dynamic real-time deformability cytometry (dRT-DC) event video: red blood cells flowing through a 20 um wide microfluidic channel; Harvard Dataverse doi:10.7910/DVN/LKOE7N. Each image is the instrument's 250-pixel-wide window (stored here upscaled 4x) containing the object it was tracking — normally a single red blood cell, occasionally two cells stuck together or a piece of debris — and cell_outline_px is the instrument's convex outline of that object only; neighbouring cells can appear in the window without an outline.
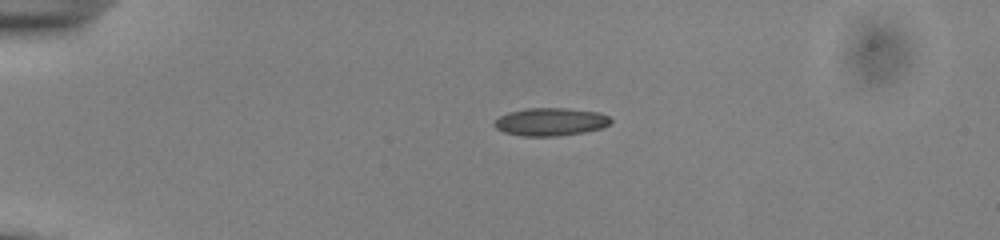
{"species": "common noctule bat (a hibernating species)", "species_latin": "Nyctalus noctula", "temperature_condition": "cold", "stored_images_in_passage": 42, "camera_frame_rate_fps": 3000, "um_per_image_px": 0.085, "animal": {"sex": "male", "body_mass_g": 13.0, "forearm_length_mm": 53.1}, "frame": {"image": 1, "passage_image": 1, "time_ms": 0.0, "image_size_px": [1000, 240], "cell_outline_px": [[612, 120], [608, 124], [600, 128], [584, 132], [556, 136], [520, 136], [504, 132], [496, 128], [492, 124], [500, 116], [508, 112], [528, 108], [568, 108], [600, 112], [608, 116]], "centroid_in_image_um": [46.78, 10.35], "position_along_channel_um": 38.2, "area_um2": 18.9}}
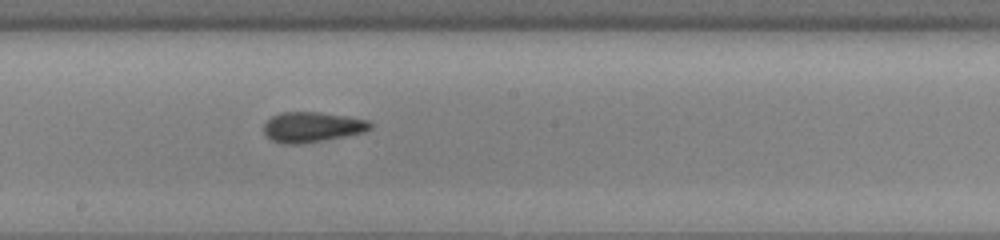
{"frame": {"image": 2, "passage_image": 19, "time_ms": 6.0, "image_size_px": [1000, 240], "cell_outline_px": [[372, 128], [364, 132], [348, 136], [300, 144], [284, 144], [272, 140], [264, 136], [264, 124], [272, 116], [280, 112], [320, 112], [348, 116], [368, 120], [372, 124]], "centroid_in_image_um": [26.53, 10.8], "position_along_channel_um": 221.7, "area_um2": 18.96}}
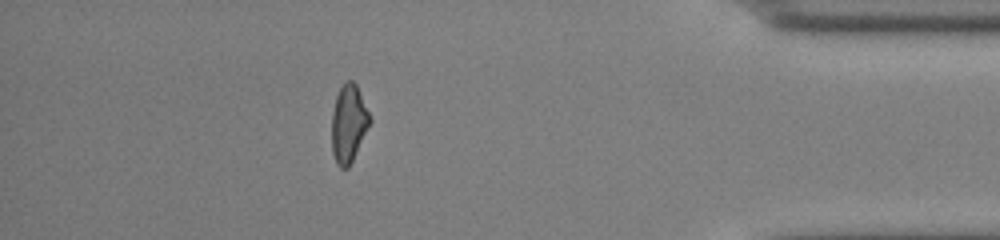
{"frame": {"image": 3, "passage_image": 36, "time_ms": 11.667, "image_size_px": [1000, 240], "cell_outline_px": [[372, 120], [348, 168], [340, 168], [336, 164], [332, 152], [332, 112], [336, 96], [340, 88], [348, 80], [352, 80], [356, 84]], "centroid_in_image_um": [29.62, 10.51], "position_along_channel_um": 405.6, "area_um2": 17.05}, "authors_computed_cell_mechanics": {"area_um2": 18.4093, "velocity_mm_per_s": 3.8963, "shape_relaxation_time_tau1_ms": 5.6642, "shape_relaxation_time_tau2_ms": 2.1778, "deformation_change_tau1": 0.1217, "deformation_change_tau2": 0.071}}